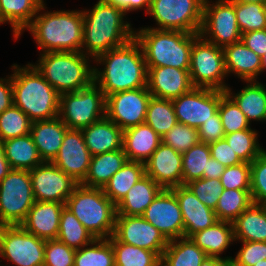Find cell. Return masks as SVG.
I'll use <instances>...</instances> for the list:
<instances>
[{
  "instance_id": "obj_1",
  "label": "cell",
  "mask_w": 266,
  "mask_h": 266,
  "mask_svg": "<svg viewBox=\"0 0 266 266\" xmlns=\"http://www.w3.org/2000/svg\"><path fill=\"white\" fill-rule=\"evenodd\" d=\"M94 83L108 95L147 87L148 69L140 43L131 39L93 60Z\"/></svg>"
},
{
  "instance_id": "obj_2",
  "label": "cell",
  "mask_w": 266,
  "mask_h": 266,
  "mask_svg": "<svg viewBox=\"0 0 266 266\" xmlns=\"http://www.w3.org/2000/svg\"><path fill=\"white\" fill-rule=\"evenodd\" d=\"M82 53L93 60L134 38L135 28L126 13L118 7L98 0L92 9H83Z\"/></svg>"
},
{
  "instance_id": "obj_3",
  "label": "cell",
  "mask_w": 266,
  "mask_h": 266,
  "mask_svg": "<svg viewBox=\"0 0 266 266\" xmlns=\"http://www.w3.org/2000/svg\"><path fill=\"white\" fill-rule=\"evenodd\" d=\"M46 2L40 6L31 24L25 29L33 36L41 53L82 52V10L46 11Z\"/></svg>"
},
{
  "instance_id": "obj_4",
  "label": "cell",
  "mask_w": 266,
  "mask_h": 266,
  "mask_svg": "<svg viewBox=\"0 0 266 266\" xmlns=\"http://www.w3.org/2000/svg\"><path fill=\"white\" fill-rule=\"evenodd\" d=\"M13 104L33 121L58 117L60 94L29 62L11 66Z\"/></svg>"
},
{
  "instance_id": "obj_5",
  "label": "cell",
  "mask_w": 266,
  "mask_h": 266,
  "mask_svg": "<svg viewBox=\"0 0 266 266\" xmlns=\"http://www.w3.org/2000/svg\"><path fill=\"white\" fill-rule=\"evenodd\" d=\"M199 33L140 27L135 39L140 43L147 67L171 66L189 69L193 41Z\"/></svg>"
},
{
  "instance_id": "obj_6",
  "label": "cell",
  "mask_w": 266,
  "mask_h": 266,
  "mask_svg": "<svg viewBox=\"0 0 266 266\" xmlns=\"http://www.w3.org/2000/svg\"><path fill=\"white\" fill-rule=\"evenodd\" d=\"M39 56L37 63L31 64L59 94L79 91L94 82L93 59L82 52H47Z\"/></svg>"
},
{
  "instance_id": "obj_7",
  "label": "cell",
  "mask_w": 266,
  "mask_h": 266,
  "mask_svg": "<svg viewBox=\"0 0 266 266\" xmlns=\"http://www.w3.org/2000/svg\"><path fill=\"white\" fill-rule=\"evenodd\" d=\"M69 209L95 239H109L115 230L116 205L102 188L78 184L68 197Z\"/></svg>"
},
{
  "instance_id": "obj_8",
  "label": "cell",
  "mask_w": 266,
  "mask_h": 266,
  "mask_svg": "<svg viewBox=\"0 0 266 266\" xmlns=\"http://www.w3.org/2000/svg\"><path fill=\"white\" fill-rule=\"evenodd\" d=\"M106 116V97L93 82L89 87L60 94L58 117L69 128L81 130Z\"/></svg>"
},
{
  "instance_id": "obj_9",
  "label": "cell",
  "mask_w": 266,
  "mask_h": 266,
  "mask_svg": "<svg viewBox=\"0 0 266 266\" xmlns=\"http://www.w3.org/2000/svg\"><path fill=\"white\" fill-rule=\"evenodd\" d=\"M35 201L29 171L12 169L0 181V226L20 225Z\"/></svg>"
},
{
  "instance_id": "obj_10",
  "label": "cell",
  "mask_w": 266,
  "mask_h": 266,
  "mask_svg": "<svg viewBox=\"0 0 266 266\" xmlns=\"http://www.w3.org/2000/svg\"><path fill=\"white\" fill-rule=\"evenodd\" d=\"M189 74L194 87L226 91L229 84L225 82L228 75L223 48L199 35L193 41Z\"/></svg>"
},
{
  "instance_id": "obj_11",
  "label": "cell",
  "mask_w": 266,
  "mask_h": 266,
  "mask_svg": "<svg viewBox=\"0 0 266 266\" xmlns=\"http://www.w3.org/2000/svg\"><path fill=\"white\" fill-rule=\"evenodd\" d=\"M205 0H151L147 15L152 16L159 30L199 33Z\"/></svg>"
},
{
  "instance_id": "obj_12",
  "label": "cell",
  "mask_w": 266,
  "mask_h": 266,
  "mask_svg": "<svg viewBox=\"0 0 266 266\" xmlns=\"http://www.w3.org/2000/svg\"><path fill=\"white\" fill-rule=\"evenodd\" d=\"M199 35L222 48L241 41L242 33L237 24L235 2L205 0Z\"/></svg>"
},
{
  "instance_id": "obj_13",
  "label": "cell",
  "mask_w": 266,
  "mask_h": 266,
  "mask_svg": "<svg viewBox=\"0 0 266 266\" xmlns=\"http://www.w3.org/2000/svg\"><path fill=\"white\" fill-rule=\"evenodd\" d=\"M45 241L21 225L0 226V257L15 266H44Z\"/></svg>"
},
{
  "instance_id": "obj_14",
  "label": "cell",
  "mask_w": 266,
  "mask_h": 266,
  "mask_svg": "<svg viewBox=\"0 0 266 266\" xmlns=\"http://www.w3.org/2000/svg\"><path fill=\"white\" fill-rule=\"evenodd\" d=\"M225 91L194 87L172 100L178 123L198 129L218 111Z\"/></svg>"
},
{
  "instance_id": "obj_15",
  "label": "cell",
  "mask_w": 266,
  "mask_h": 266,
  "mask_svg": "<svg viewBox=\"0 0 266 266\" xmlns=\"http://www.w3.org/2000/svg\"><path fill=\"white\" fill-rule=\"evenodd\" d=\"M151 96L148 87L108 95L106 117L123 131L145 123Z\"/></svg>"
},
{
  "instance_id": "obj_16",
  "label": "cell",
  "mask_w": 266,
  "mask_h": 266,
  "mask_svg": "<svg viewBox=\"0 0 266 266\" xmlns=\"http://www.w3.org/2000/svg\"><path fill=\"white\" fill-rule=\"evenodd\" d=\"M36 201L66 203L78 183L52 162H43L29 171Z\"/></svg>"
},
{
  "instance_id": "obj_17",
  "label": "cell",
  "mask_w": 266,
  "mask_h": 266,
  "mask_svg": "<svg viewBox=\"0 0 266 266\" xmlns=\"http://www.w3.org/2000/svg\"><path fill=\"white\" fill-rule=\"evenodd\" d=\"M113 235L120 242L150 250L160 258L169 242L143 216L117 215Z\"/></svg>"
},
{
  "instance_id": "obj_18",
  "label": "cell",
  "mask_w": 266,
  "mask_h": 266,
  "mask_svg": "<svg viewBox=\"0 0 266 266\" xmlns=\"http://www.w3.org/2000/svg\"><path fill=\"white\" fill-rule=\"evenodd\" d=\"M170 241L182 238L184 223L176 195L170 189H163L142 215Z\"/></svg>"
},
{
  "instance_id": "obj_19",
  "label": "cell",
  "mask_w": 266,
  "mask_h": 266,
  "mask_svg": "<svg viewBox=\"0 0 266 266\" xmlns=\"http://www.w3.org/2000/svg\"><path fill=\"white\" fill-rule=\"evenodd\" d=\"M91 159L82 131L68 129L52 163L80 184L88 173Z\"/></svg>"
},
{
  "instance_id": "obj_20",
  "label": "cell",
  "mask_w": 266,
  "mask_h": 266,
  "mask_svg": "<svg viewBox=\"0 0 266 266\" xmlns=\"http://www.w3.org/2000/svg\"><path fill=\"white\" fill-rule=\"evenodd\" d=\"M182 165V154L161 143L144 163L145 175L162 189H172L182 185Z\"/></svg>"
},
{
  "instance_id": "obj_21",
  "label": "cell",
  "mask_w": 266,
  "mask_h": 266,
  "mask_svg": "<svg viewBox=\"0 0 266 266\" xmlns=\"http://www.w3.org/2000/svg\"><path fill=\"white\" fill-rule=\"evenodd\" d=\"M147 69V87L153 97L173 100L194 88L189 69L171 66L147 67Z\"/></svg>"
},
{
  "instance_id": "obj_22",
  "label": "cell",
  "mask_w": 266,
  "mask_h": 266,
  "mask_svg": "<svg viewBox=\"0 0 266 266\" xmlns=\"http://www.w3.org/2000/svg\"><path fill=\"white\" fill-rule=\"evenodd\" d=\"M178 200L184 223V238L213 226L217 221L215 211L204 205L186 185L170 189Z\"/></svg>"
},
{
  "instance_id": "obj_23",
  "label": "cell",
  "mask_w": 266,
  "mask_h": 266,
  "mask_svg": "<svg viewBox=\"0 0 266 266\" xmlns=\"http://www.w3.org/2000/svg\"><path fill=\"white\" fill-rule=\"evenodd\" d=\"M64 206L65 204L58 202L35 201L20 225L40 239H57Z\"/></svg>"
},
{
  "instance_id": "obj_24",
  "label": "cell",
  "mask_w": 266,
  "mask_h": 266,
  "mask_svg": "<svg viewBox=\"0 0 266 266\" xmlns=\"http://www.w3.org/2000/svg\"><path fill=\"white\" fill-rule=\"evenodd\" d=\"M227 75L246 81H257L261 75V58L242 41L223 47Z\"/></svg>"
},
{
  "instance_id": "obj_25",
  "label": "cell",
  "mask_w": 266,
  "mask_h": 266,
  "mask_svg": "<svg viewBox=\"0 0 266 266\" xmlns=\"http://www.w3.org/2000/svg\"><path fill=\"white\" fill-rule=\"evenodd\" d=\"M81 131L92 156L123 149V130L106 116Z\"/></svg>"
},
{
  "instance_id": "obj_26",
  "label": "cell",
  "mask_w": 266,
  "mask_h": 266,
  "mask_svg": "<svg viewBox=\"0 0 266 266\" xmlns=\"http://www.w3.org/2000/svg\"><path fill=\"white\" fill-rule=\"evenodd\" d=\"M68 129L59 117L32 122L30 134L43 162L54 160Z\"/></svg>"
},
{
  "instance_id": "obj_27",
  "label": "cell",
  "mask_w": 266,
  "mask_h": 266,
  "mask_svg": "<svg viewBox=\"0 0 266 266\" xmlns=\"http://www.w3.org/2000/svg\"><path fill=\"white\" fill-rule=\"evenodd\" d=\"M161 143L162 137L146 123L123 131V150L129 161L145 163Z\"/></svg>"
},
{
  "instance_id": "obj_28",
  "label": "cell",
  "mask_w": 266,
  "mask_h": 266,
  "mask_svg": "<svg viewBox=\"0 0 266 266\" xmlns=\"http://www.w3.org/2000/svg\"><path fill=\"white\" fill-rule=\"evenodd\" d=\"M225 92L235 101L250 125L252 121H266V84L259 82V79L246 81V86L237 93L229 86Z\"/></svg>"
},
{
  "instance_id": "obj_29",
  "label": "cell",
  "mask_w": 266,
  "mask_h": 266,
  "mask_svg": "<svg viewBox=\"0 0 266 266\" xmlns=\"http://www.w3.org/2000/svg\"><path fill=\"white\" fill-rule=\"evenodd\" d=\"M189 238L209 257H218L227 260L232 258V256H221L235 242L231 222L217 221L213 226L198 231Z\"/></svg>"
},
{
  "instance_id": "obj_30",
  "label": "cell",
  "mask_w": 266,
  "mask_h": 266,
  "mask_svg": "<svg viewBox=\"0 0 266 266\" xmlns=\"http://www.w3.org/2000/svg\"><path fill=\"white\" fill-rule=\"evenodd\" d=\"M44 0H0V24H10L18 40L31 24Z\"/></svg>"
},
{
  "instance_id": "obj_31",
  "label": "cell",
  "mask_w": 266,
  "mask_h": 266,
  "mask_svg": "<svg viewBox=\"0 0 266 266\" xmlns=\"http://www.w3.org/2000/svg\"><path fill=\"white\" fill-rule=\"evenodd\" d=\"M162 190L151 177L145 175L116 205L117 215L142 216Z\"/></svg>"
},
{
  "instance_id": "obj_32",
  "label": "cell",
  "mask_w": 266,
  "mask_h": 266,
  "mask_svg": "<svg viewBox=\"0 0 266 266\" xmlns=\"http://www.w3.org/2000/svg\"><path fill=\"white\" fill-rule=\"evenodd\" d=\"M127 161L123 149L94 155L88 173L80 184L86 187L103 188Z\"/></svg>"
},
{
  "instance_id": "obj_33",
  "label": "cell",
  "mask_w": 266,
  "mask_h": 266,
  "mask_svg": "<svg viewBox=\"0 0 266 266\" xmlns=\"http://www.w3.org/2000/svg\"><path fill=\"white\" fill-rule=\"evenodd\" d=\"M235 243L237 241L266 242V207L252 204L233 222Z\"/></svg>"
},
{
  "instance_id": "obj_34",
  "label": "cell",
  "mask_w": 266,
  "mask_h": 266,
  "mask_svg": "<svg viewBox=\"0 0 266 266\" xmlns=\"http://www.w3.org/2000/svg\"><path fill=\"white\" fill-rule=\"evenodd\" d=\"M5 157L12 169L32 170L43 161L31 134L2 141Z\"/></svg>"
},
{
  "instance_id": "obj_35",
  "label": "cell",
  "mask_w": 266,
  "mask_h": 266,
  "mask_svg": "<svg viewBox=\"0 0 266 266\" xmlns=\"http://www.w3.org/2000/svg\"><path fill=\"white\" fill-rule=\"evenodd\" d=\"M145 176L143 162L127 161L102 188L104 194L117 205L128 191Z\"/></svg>"
},
{
  "instance_id": "obj_36",
  "label": "cell",
  "mask_w": 266,
  "mask_h": 266,
  "mask_svg": "<svg viewBox=\"0 0 266 266\" xmlns=\"http://www.w3.org/2000/svg\"><path fill=\"white\" fill-rule=\"evenodd\" d=\"M206 253L190 238L170 240L161 255L163 266H201Z\"/></svg>"
},
{
  "instance_id": "obj_37",
  "label": "cell",
  "mask_w": 266,
  "mask_h": 266,
  "mask_svg": "<svg viewBox=\"0 0 266 266\" xmlns=\"http://www.w3.org/2000/svg\"><path fill=\"white\" fill-rule=\"evenodd\" d=\"M115 256V266H159L161 258L150 250L120 242L114 235L109 238Z\"/></svg>"
},
{
  "instance_id": "obj_38",
  "label": "cell",
  "mask_w": 266,
  "mask_h": 266,
  "mask_svg": "<svg viewBox=\"0 0 266 266\" xmlns=\"http://www.w3.org/2000/svg\"><path fill=\"white\" fill-rule=\"evenodd\" d=\"M57 239L68 247L78 250L95 238L65 206L62 209Z\"/></svg>"
},
{
  "instance_id": "obj_39",
  "label": "cell",
  "mask_w": 266,
  "mask_h": 266,
  "mask_svg": "<svg viewBox=\"0 0 266 266\" xmlns=\"http://www.w3.org/2000/svg\"><path fill=\"white\" fill-rule=\"evenodd\" d=\"M145 123L160 137L168 133L178 123L172 100L151 96Z\"/></svg>"
},
{
  "instance_id": "obj_40",
  "label": "cell",
  "mask_w": 266,
  "mask_h": 266,
  "mask_svg": "<svg viewBox=\"0 0 266 266\" xmlns=\"http://www.w3.org/2000/svg\"><path fill=\"white\" fill-rule=\"evenodd\" d=\"M252 204L250 191L224 189L214 211L218 221L232 223Z\"/></svg>"
},
{
  "instance_id": "obj_41",
  "label": "cell",
  "mask_w": 266,
  "mask_h": 266,
  "mask_svg": "<svg viewBox=\"0 0 266 266\" xmlns=\"http://www.w3.org/2000/svg\"><path fill=\"white\" fill-rule=\"evenodd\" d=\"M74 266H115L114 250L109 239H94L75 251Z\"/></svg>"
},
{
  "instance_id": "obj_42",
  "label": "cell",
  "mask_w": 266,
  "mask_h": 266,
  "mask_svg": "<svg viewBox=\"0 0 266 266\" xmlns=\"http://www.w3.org/2000/svg\"><path fill=\"white\" fill-rule=\"evenodd\" d=\"M258 131L248 128L225 134L224 139L242 162L251 163L265 148L260 145Z\"/></svg>"
},
{
  "instance_id": "obj_43",
  "label": "cell",
  "mask_w": 266,
  "mask_h": 266,
  "mask_svg": "<svg viewBox=\"0 0 266 266\" xmlns=\"http://www.w3.org/2000/svg\"><path fill=\"white\" fill-rule=\"evenodd\" d=\"M211 157L209 144L198 142L182 154V185L203 178L208 160Z\"/></svg>"
},
{
  "instance_id": "obj_44",
  "label": "cell",
  "mask_w": 266,
  "mask_h": 266,
  "mask_svg": "<svg viewBox=\"0 0 266 266\" xmlns=\"http://www.w3.org/2000/svg\"><path fill=\"white\" fill-rule=\"evenodd\" d=\"M32 121L12 104L0 114V141L30 134Z\"/></svg>"
},
{
  "instance_id": "obj_45",
  "label": "cell",
  "mask_w": 266,
  "mask_h": 266,
  "mask_svg": "<svg viewBox=\"0 0 266 266\" xmlns=\"http://www.w3.org/2000/svg\"><path fill=\"white\" fill-rule=\"evenodd\" d=\"M265 3L235 2V12L241 33L266 29Z\"/></svg>"
},
{
  "instance_id": "obj_46",
  "label": "cell",
  "mask_w": 266,
  "mask_h": 266,
  "mask_svg": "<svg viewBox=\"0 0 266 266\" xmlns=\"http://www.w3.org/2000/svg\"><path fill=\"white\" fill-rule=\"evenodd\" d=\"M218 113L225 134L245 130L252 126L235 101L227 93L220 99Z\"/></svg>"
},
{
  "instance_id": "obj_47",
  "label": "cell",
  "mask_w": 266,
  "mask_h": 266,
  "mask_svg": "<svg viewBox=\"0 0 266 266\" xmlns=\"http://www.w3.org/2000/svg\"><path fill=\"white\" fill-rule=\"evenodd\" d=\"M198 142V129L181 123L175 124L168 133L162 136V143L172 147L176 152L181 154Z\"/></svg>"
},
{
  "instance_id": "obj_48",
  "label": "cell",
  "mask_w": 266,
  "mask_h": 266,
  "mask_svg": "<svg viewBox=\"0 0 266 266\" xmlns=\"http://www.w3.org/2000/svg\"><path fill=\"white\" fill-rule=\"evenodd\" d=\"M189 190L208 208L215 210L224 188L220 179L201 178L186 184Z\"/></svg>"
},
{
  "instance_id": "obj_49",
  "label": "cell",
  "mask_w": 266,
  "mask_h": 266,
  "mask_svg": "<svg viewBox=\"0 0 266 266\" xmlns=\"http://www.w3.org/2000/svg\"><path fill=\"white\" fill-rule=\"evenodd\" d=\"M250 168L253 203L266 205V149L250 163Z\"/></svg>"
},
{
  "instance_id": "obj_50",
  "label": "cell",
  "mask_w": 266,
  "mask_h": 266,
  "mask_svg": "<svg viewBox=\"0 0 266 266\" xmlns=\"http://www.w3.org/2000/svg\"><path fill=\"white\" fill-rule=\"evenodd\" d=\"M224 189L250 191L251 168L250 163L242 162L226 167L220 177Z\"/></svg>"
},
{
  "instance_id": "obj_51",
  "label": "cell",
  "mask_w": 266,
  "mask_h": 266,
  "mask_svg": "<svg viewBox=\"0 0 266 266\" xmlns=\"http://www.w3.org/2000/svg\"><path fill=\"white\" fill-rule=\"evenodd\" d=\"M75 251L58 239L46 240L44 266H74Z\"/></svg>"
},
{
  "instance_id": "obj_52",
  "label": "cell",
  "mask_w": 266,
  "mask_h": 266,
  "mask_svg": "<svg viewBox=\"0 0 266 266\" xmlns=\"http://www.w3.org/2000/svg\"><path fill=\"white\" fill-rule=\"evenodd\" d=\"M241 248L236 256L231 258L233 266H254L266 259V242L238 241Z\"/></svg>"
},
{
  "instance_id": "obj_53",
  "label": "cell",
  "mask_w": 266,
  "mask_h": 266,
  "mask_svg": "<svg viewBox=\"0 0 266 266\" xmlns=\"http://www.w3.org/2000/svg\"><path fill=\"white\" fill-rule=\"evenodd\" d=\"M224 136L225 133L218 111L212 115V119L205 121L198 128L199 142L209 144L223 139Z\"/></svg>"
},
{
  "instance_id": "obj_54",
  "label": "cell",
  "mask_w": 266,
  "mask_h": 266,
  "mask_svg": "<svg viewBox=\"0 0 266 266\" xmlns=\"http://www.w3.org/2000/svg\"><path fill=\"white\" fill-rule=\"evenodd\" d=\"M211 157L225 167L242 163L227 141L223 138L219 141L209 143Z\"/></svg>"
},
{
  "instance_id": "obj_55",
  "label": "cell",
  "mask_w": 266,
  "mask_h": 266,
  "mask_svg": "<svg viewBox=\"0 0 266 266\" xmlns=\"http://www.w3.org/2000/svg\"><path fill=\"white\" fill-rule=\"evenodd\" d=\"M241 41L260 58L266 53V29L243 33Z\"/></svg>"
},
{
  "instance_id": "obj_56",
  "label": "cell",
  "mask_w": 266,
  "mask_h": 266,
  "mask_svg": "<svg viewBox=\"0 0 266 266\" xmlns=\"http://www.w3.org/2000/svg\"><path fill=\"white\" fill-rule=\"evenodd\" d=\"M103 1L109 5H113L115 7L120 8L126 13V15L131 11L133 12L141 9H145L147 15L151 4V0H103Z\"/></svg>"
},
{
  "instance_id": "obj_57",
  "label": "cell",
  "mask_w": 266,
  "mask_h": 266,
  "mask_svg": "<svg viewBox=\"0 0 266 266\" xmlns=\"http://www.w3.org/2000/svg\"><path fill=\"white\" fill-rule=\"evenodd\" d=\"M13 104L11 74L0 78V114Z\"/></svg>"
},
{
  "instance_id": "obj_58",
  "label": "cell",
  "mask_w": 266,
  "mask_h": 266,
  "mask_svg": "<svg viewBox=\"0 0 266 266\" xmlns=\"http://www.w3.org/2000/svg\"><path fill=\"white\" fill-rule=\"evenodd\" d=\"M225 168L226 167L219 163L217 160L210 157L206 166V171L203 172V178L220 179Z\"/></svg>"
},
{
  "instance_id": "obj_59",
  "label": "cell",
  "mask_w": 266,
  "mask_h": 266,
  "mask_svg": "<svg viewBox=\"0 0 266 266\" xmlns=\"http://www.w3.org/2000/svg\"><path fill=\"white\" fill-rule=\"evenodd\" d=\"M12 170L10 164L8 163L5 152L4 146L2 141H0V181Z\"/></svg>"
},
{
  "instance_id": "obj_60",
  "label": "cell",
  "mask_w": 266,
  "mask_h": 266,
  "mask_svg": "<svg viewBox=\"0 0 266 266\" xmlns=\"http://www.w3.org/2000/svg\"><path fill=\"white\" fill-rule=\"evenodd\" d=\"M201 266H233L232 260L221 259L218 257H206Z\"/></svg>"
},
{
  "instance_id": "obj_61",
  "label": "cell",
  "mask_w": 266,
  "mask_h": 266,
  "mask_svg": "<svg viewBox=\"0 0 266 266\" xmlns=\"http://www.w3.org/2000/svg\"><path fill=\"white\" fill-rule=\"evenodd\" d=\"M231 2H238V3H265L266 0H229Z\"/></svg>"
},
{
  "instance_id": "obj_62",
  "label": "cell",
  "mask_w": 266,
  "mask_h": 266,
  "mask_svg": "<svg viewBox=\"0 0 266 266\" xmlns=\"http://www.w3.org/2000/svg\"><path fill=\"white\" fill-rule=\"evenodd\" d=\"M262 67H261V74L266 70V53L263 57H261Z\"/></svg>"
},
{
  "instance_id": "obj_63",
  "label": "cell",
  "mask_w": 266,
  "mask_h": 266,
  "mask_svg": "<svg viewBox=\"0 0 266 266\" xmlns=\"http://www.w3.org/2000/svg\"><path fill=\"white\" fill-rule=\"evenodd\" d=\"M254 266H266V259L265 260H261L260 263L255 264Z\"/></svg>"
},
{
  "instance_id": "obj_64",
  "label": "cell",
  "mask_w": 266,
  "mask_h": 266,
  "mask_svg": "<svg viewBox=\"0 0 266 266\" xmlns=\"http://www.w3.org/2000/svg\"><path fill=\"white\" fill-rule=\"evenodd\" d=\"M264 10H265V15H266V2L264 4Z\"/></svg>"
}]
</instances>
